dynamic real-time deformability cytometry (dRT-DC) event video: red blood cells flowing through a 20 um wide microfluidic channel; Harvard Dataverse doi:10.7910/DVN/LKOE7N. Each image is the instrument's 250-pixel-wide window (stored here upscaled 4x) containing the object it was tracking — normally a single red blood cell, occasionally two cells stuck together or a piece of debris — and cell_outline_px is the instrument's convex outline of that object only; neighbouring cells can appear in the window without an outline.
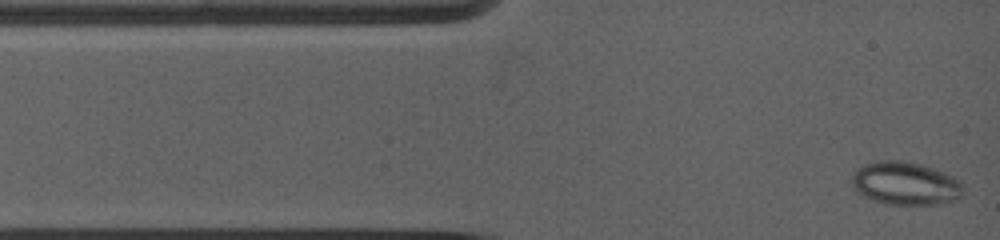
{"species": "common noctule bat (a hibernating species)", "species_latin": "Nyctalus noctula", "temperature_condition": "warm", "stored_images_in_passage": 32, "camera_frame_rate_fps": 5000, "um_per_image_px": 0.085, "animal": {"sex": "female", "body_mass_g": 19.0, "forearm_length_mm": 53.3}, "frame": {"image": 1, "passage_image": 1, "time_ms": 0.0, "image_size_px": [1000, 240], "cell_outline_px": [[964, 192], [960, 200], [944, 204], [888, 204], [868, 200], [856, 192], [852, 184], [852, 176], [864, 164], [876, 160], [904, 160], [924, 164], [944, 172], [960, 180]], "centroid_in_image_um": [76.99, 15.6], "position_along_channel_um": 8.0, "area_um2": 28.61}}
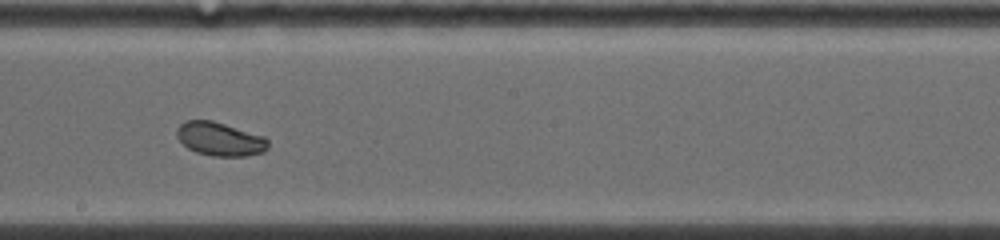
{"frame": {"image": 2, "passage_image": 18, "time_ms": 6.8, "image_size_px": [1000, 240], "cell_outline_px": [[268, 148], [264, 152], [248, 156], [212, 156], [196, 152], [188, 148], [176, 136], [176, 128], [184, 120], [212, 120], [264, 136], [268, 140]], "centroid_in_image_um": [18.69, 11.82], "position_along_channel_um": 229.5, "area_um2": 17.98}}
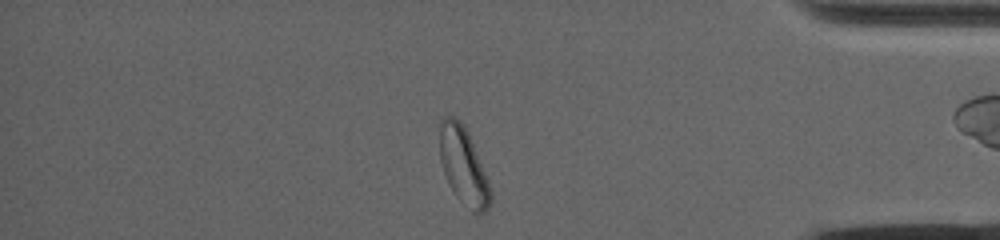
{"frame": {"image": 3, "passage_image": 30, "time_ms": 11.8, "image_size_px": [1000, 240], "cell_outline_px": [[492, 200], [488, 208], [484, 212], [472, 212], [456, 196], [448, 184], [440, 160], [440, 116], [456, 116], [464, 124], [468, 132], [488, 180], [492, 192]], "centroid_in_image_um": [39.38, 14.08], "position_along_channel_um": 395.8, "area_um2": 22.89}, "authors_computed_cell_mechanics": {"area_um2": 19.6231, "velocity_mm_per_s": 3.923, "shape_relaxation_time_tau1_ms": null, "shape_relaxation_time_tau2_ms": 0.7127, "deformation_change_tau1": null, "deformation_change_tau2": 0.0385}}